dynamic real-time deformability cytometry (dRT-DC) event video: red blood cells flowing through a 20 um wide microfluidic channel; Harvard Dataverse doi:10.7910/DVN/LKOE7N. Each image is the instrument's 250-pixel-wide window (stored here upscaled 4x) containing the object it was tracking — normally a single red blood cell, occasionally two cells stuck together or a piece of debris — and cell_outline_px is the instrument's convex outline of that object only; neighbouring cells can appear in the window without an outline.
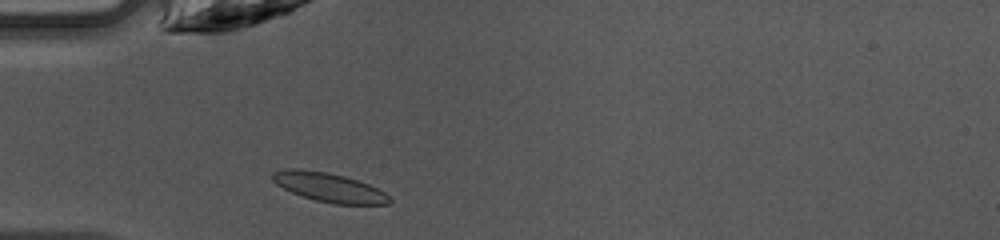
{"species": "common noctule bat (a hibernating species)", "species_latin": "Nyctalus noctula", "temperature_condition": "warm", "stored_images_in_passage": 30, "camera_frame_rate_fps": 3000, "um_per_image_px": 0.085, "animal": {"sex": "female", "body_mass_g": 10.0, "forearm_length_mm": 53.1}, "frame": {"image": 1, "passage_image": 2, "time_ms": 0.333, "image_size_px": [1000, 240], "cell_outline_px": [[392, 200], [388, 204], [332, 204], [316, 200], [292, 192], [276, 184], [272, 180], [272, 172], [284, 168], [300, 168], [328, 172], [344, 176], [368, 184], [384, 192]], "centroid_in_image_um": [27.93, 15.91], "position_along_channel_um": 57.1, "area_um2": 19.77}}
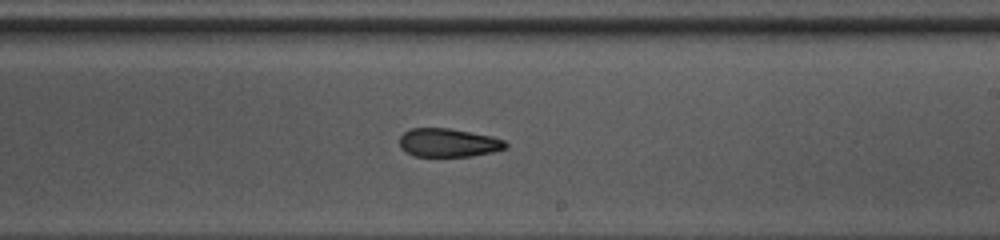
{"frame": {"image": 2, "passage_image": 16, "time_ms": 5.0, "image_size_px": [1000, 240], "cell_outline_px": [[508, 148], [492, 152], [472, 156], [412, 156], [404, 152], [400, 148], [400, 136], [408, 128], [448, 128], [492, 136], [504, 140], [508, 144]], "centroid_in_image_um": [38.09, 12.13], "position_along_channel_um": 250.9, "area_um2": 17.8}}
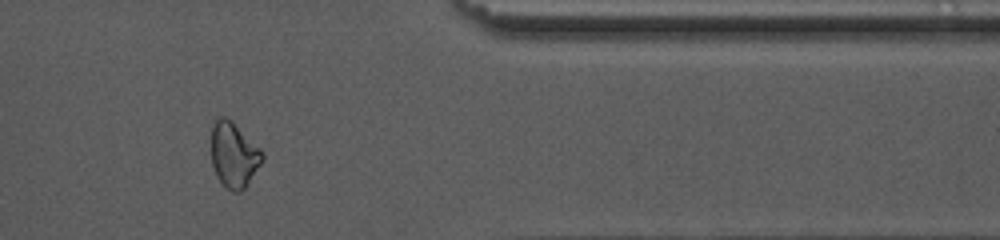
{"frame": {"image": 3, "passage_image": 27, "time_ms": 8.667, "image_size_px": [1000, 240], "cell_outline_px": [[264, 160], [248, 184], [240, 192], [232, 192], [216, 176], [212, 164], [212, 124], [220, 116], [224, 116], [232, 120], [264, 152]], "centroid_in_image_um": [19.9, 13.15], "position_along_channel_um": 391.5, "area_um2": 19.48}}